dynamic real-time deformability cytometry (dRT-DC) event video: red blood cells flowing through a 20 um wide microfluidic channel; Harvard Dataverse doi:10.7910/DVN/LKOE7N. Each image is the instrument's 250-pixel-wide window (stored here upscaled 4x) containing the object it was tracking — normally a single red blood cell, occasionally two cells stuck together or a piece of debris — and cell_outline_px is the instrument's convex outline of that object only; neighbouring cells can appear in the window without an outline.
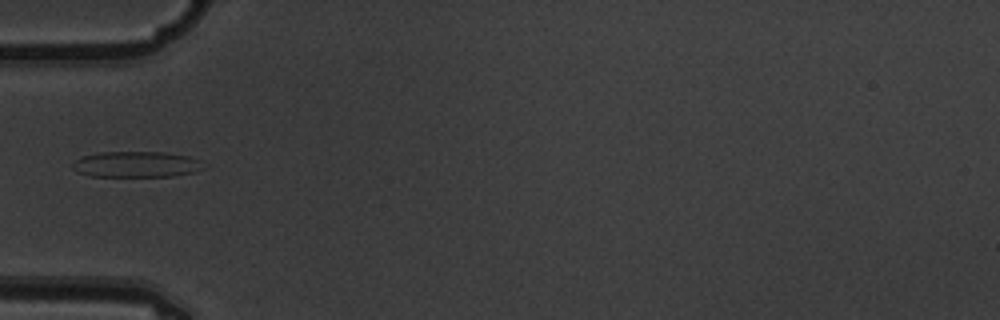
{"species": "common noctule bat (a hibernating species)", "species_latin": "Nyctalus noctula", "temperature_condition": "warm", "stored_images_in_passage": 4, "camera_frame_rate_fps": 3000, "um_per_image_px": 0.085, "animal": {"sex": "male", "body_mass_g": 19.5, "forearm_length_mm": 54.6}, "frame": {"image": 1, "passage_image": 4, "time_ms": 1.0, "image_size_px": [1000, 320], "cell_outline_px": [[204, 168], [196, 172], [172, 176], [92, 176], [76, 172], [72, 168], [72, 164], [80, 156], [100, 152], [164, 152], [188, 156], [200, 160]], "centroid_in_image_um": [11.57, 13.97], "position_along_channel_um": 73.4, "area_um2": 19.83}}